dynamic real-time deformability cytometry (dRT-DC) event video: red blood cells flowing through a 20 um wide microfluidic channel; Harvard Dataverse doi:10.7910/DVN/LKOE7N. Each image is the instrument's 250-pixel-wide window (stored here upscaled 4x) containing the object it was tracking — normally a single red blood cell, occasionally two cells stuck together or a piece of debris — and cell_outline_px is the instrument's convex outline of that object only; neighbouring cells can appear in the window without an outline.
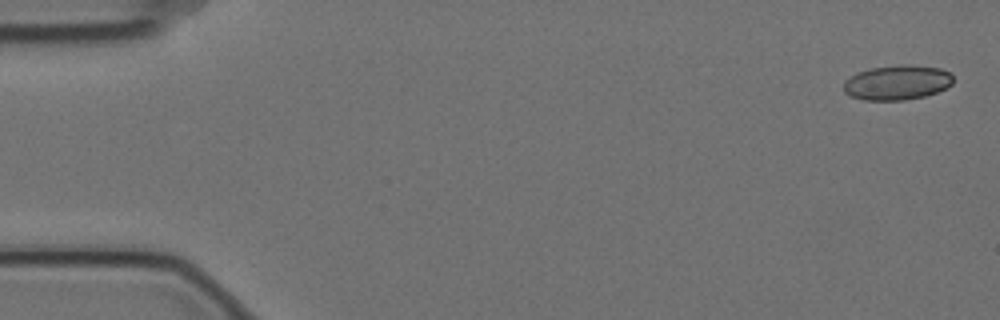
{"species": "Egyptian fruit bat (a non-hibernating species)", "species_latin": "Rousettus aegyptiacus", "temperature_condition": "cold", "stored_images_in_passage": 5, "camera_frame_rate_fps": 3000, "um_per_image_px": 0.085, "animal": {"sex": "female"}, "frame": {"image": 1, "passage_image": 1, "time_ms": 0.0, "image_size_px": [1000, 320], "cell_outline_px": [[952, 84], [936, 92], [924, 96], [904, 100], [864, 100], [848, 96], [844, 92], [844, 80], [856, 72], [872, 68], [900, 64], [908, 64], [940, 68], [952, 72]], "centroid_in_image_um": [76.23, 7.01], "position_along_channel_um": 8.8, "area_um2": 22.37}}